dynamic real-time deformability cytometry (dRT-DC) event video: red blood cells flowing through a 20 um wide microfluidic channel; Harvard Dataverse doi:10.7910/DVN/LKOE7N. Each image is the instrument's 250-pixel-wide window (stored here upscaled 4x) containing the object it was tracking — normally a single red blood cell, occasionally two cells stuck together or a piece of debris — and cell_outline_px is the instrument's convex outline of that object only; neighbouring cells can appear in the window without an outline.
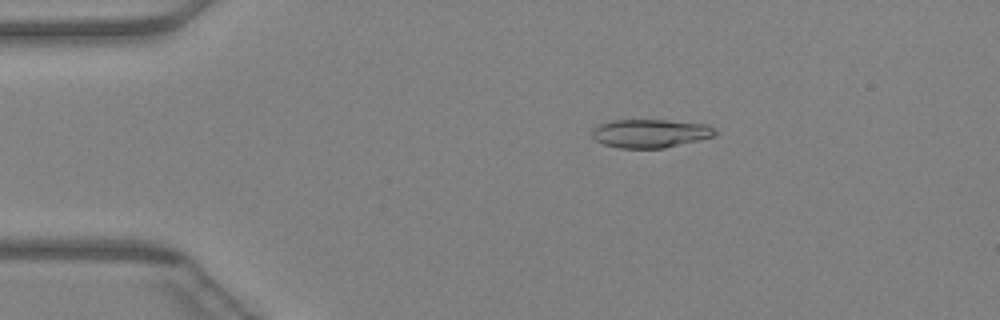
{"species": "Egyptian fruit bat (a non-hibernating species)", "species_latin": "Rousettus aegyptiacus", "temperature_condition": "warm", "stored_images_in_passage": 47, "camera_frame_rate_fps": 3000, "um_per_image_px": 0.085, "animal": {"sex": "female"}, "frame": {"image": 1, "passage_image": 9, "time_ms": 2.667, "image_size_px": [1000, 320], "cell_outline_px": [[716, 136], [664, 148], [620, 148], [604, 144], [596, 140], [592, 136], [592, 128], [600, 124], [612, 120], [664, 120], [708, 124], [716, 128]], "centroid_in_image_um": [55.3, 11.33], "position_along_channel_um": 29.7, "area_um2": 20.46}}
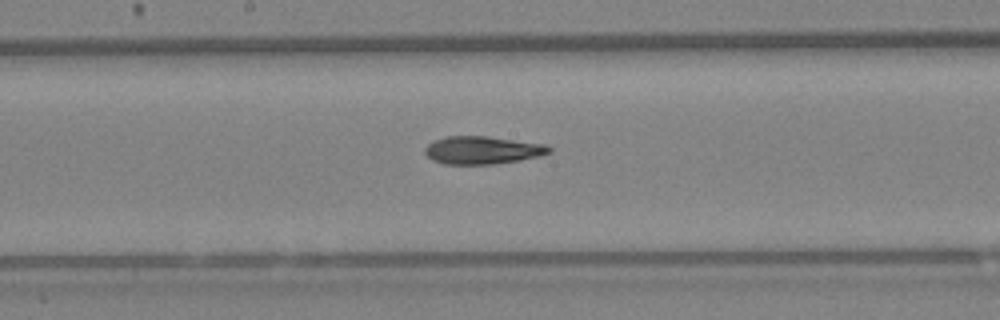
{"frame": {"image": 2, "passage_image": 25, "time_ms": 8.0, "image_size_px": [1000, 320], "cell_outline_px": [[552, 152], [540, 156], [520, 160], [492, 164], [444, 164], [432, 160], [424, 152], [424, 148], [432, 140], [444, 136], [488, 136], [548, 144], [552, 148]], "centroid_in_image_um": [41.02, 12.75], "position_along_channel_um": 207.2, "area_um2": 20.46}}
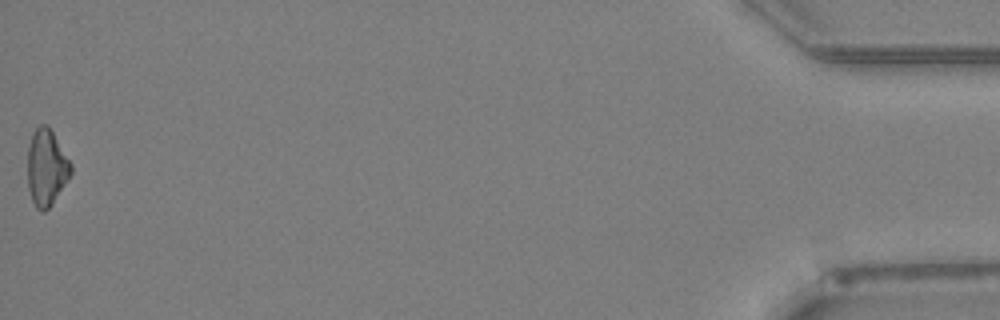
{"frame": {"image": 3, "passage_image": 47, "time_ms": 15.333, "image_size_px": [1000, 320], "cell_outline_px": [[72, 172], [68, 180], [52, 204], [44, 212], [40, 212], [36, 208], [32, 200], [28, 188], [28, 144], [32, 132], [40, 124], [48, 124], [72, 164]], "centroid_in_image_um": [3.95, 14.23], "position_along_channel_um": 431.3, "area_um2": 19.48}}